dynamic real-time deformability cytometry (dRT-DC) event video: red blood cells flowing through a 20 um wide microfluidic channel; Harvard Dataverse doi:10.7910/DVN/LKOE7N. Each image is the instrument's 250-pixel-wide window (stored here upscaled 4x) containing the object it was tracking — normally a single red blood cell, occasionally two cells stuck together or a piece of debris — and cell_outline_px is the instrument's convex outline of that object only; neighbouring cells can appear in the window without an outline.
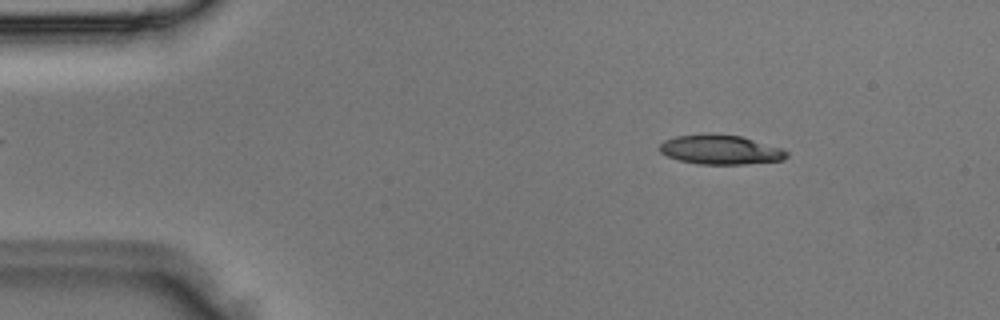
{"species": "Egyptian fruit bat (a non-hibernating species)", "species_latin": "Rousettus aegyptiacus", "temperature_condition": "room temperature", "stored_images_in_passage": 3, "camera_frame_rate_fps": 3000, "um_per_image_px": 0.085, "animal": {"sex": "male"}, "frame": {"image": 1, "passage_image": 1, "time_ms": 0.0, "image_size_px": [1000, 320], "cell_outline_px": [[788, 156], [784, 160], [744, 164], [700, 164], [680, 160], [668, 156], [660, 152], [660, 144], [664, 140], [676, 136], [704, 132], [712, 132], [740, 136], [780, 148], [788, 152]], "centroid_in_image_um": [61.21, 12.7], "position_along_channel_um": 23.8, "area_um2": 21.91}}